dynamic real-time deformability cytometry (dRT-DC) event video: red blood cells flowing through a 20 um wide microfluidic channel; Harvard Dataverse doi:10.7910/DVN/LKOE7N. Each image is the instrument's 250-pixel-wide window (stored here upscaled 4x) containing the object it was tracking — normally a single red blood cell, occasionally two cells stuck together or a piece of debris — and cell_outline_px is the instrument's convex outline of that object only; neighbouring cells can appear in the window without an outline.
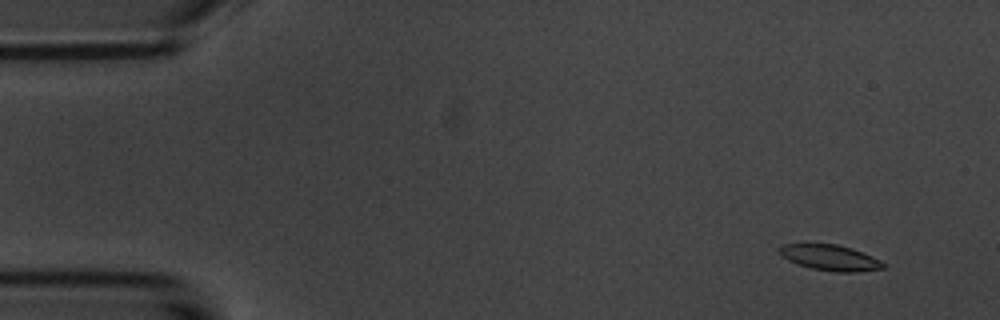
{"species": "common noctule bat (a hibernating species)", "species_latin": "Nyctalus noctula", "temperature_condition": "room temperature", "stored_images_in_passage": 5, "camera_frame_rate_fps": 3000, "um_per_image_px": 0.085, "animal": {"sex": "male", "body_mass_g": 20.1, "forearm_length_mm": 53.5}, "frame": {"image": 1, "passage_image": 2, "time_ms": 1.333, "image_size_px": [1000, 320], "cell_outline_px": [[888, 264], [884, 268], [856, 272], [836, 272], [812, 268], [788, 260], [780, 256], [776, 252], [776, 248], [780, 244], [836, 244], [852, 248], [872, 256]], "centroid_in_image_um": [70.53, 21.89], "position_along_channel_um": 14.5, "area_um2": 15.72}}